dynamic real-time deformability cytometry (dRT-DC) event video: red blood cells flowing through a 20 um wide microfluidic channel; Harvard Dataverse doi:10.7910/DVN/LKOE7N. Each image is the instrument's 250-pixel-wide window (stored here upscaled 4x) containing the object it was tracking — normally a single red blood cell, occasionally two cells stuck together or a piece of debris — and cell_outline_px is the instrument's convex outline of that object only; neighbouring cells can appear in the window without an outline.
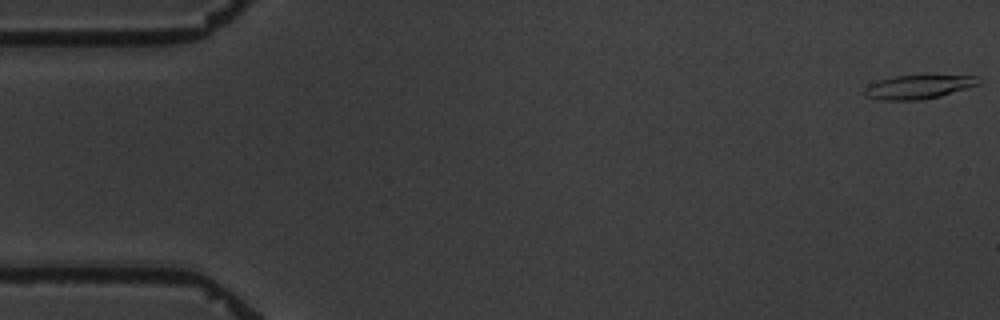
{"species": "common noctule bat (a hibernating species)", "species_latin": "Nyctalus noctula", "temperature_condition": "warm", "stored_images_in_passage": 6, "camera_frame_rate_fps": 3000, "um_per_image_px": 0.085, "animal": {"sex": "male", "body_mass_g": 19.5, "forearm_length_mm": 54.6}, "frame": {"image": 1, "passage_image": 1, "time_ms": 0.0, "image_size_px": [1000, 320], "cell_outline_px": [[980, 84], [968, 88], [940, 96], [920, 100], [880, 100], [864, 96], [864, 88], [868, 84], [880, 80], [896, 76], [924, 72], [980, 76]], "centroid_in_image_um": [78.14, 7.32], "position_along_channel_um": 6.9, "area_um2": 16.94}}
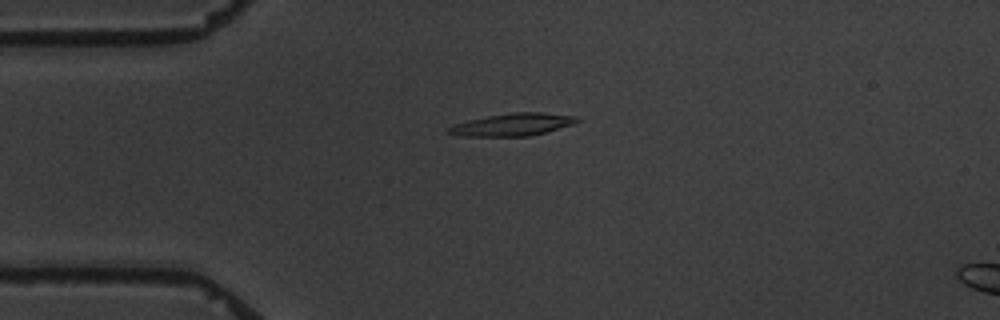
{"frame": {"image": 2, "passage_image": 5, "time_ms": 4.333, "image_size_px": [1000, 320], "cell_outline_px": [[580, 120], [572, 124], [544, 132], [528, 136], [460, 136], [448, 132], [448, 128], [452, 124], [468, 120], [488, 116], [512, 112], [544, 112], [576, 116]], "centroid_in_image_um": [43.55, 10.58], "position_along_channel_um": 41.5, "area_um2": 16.65}}